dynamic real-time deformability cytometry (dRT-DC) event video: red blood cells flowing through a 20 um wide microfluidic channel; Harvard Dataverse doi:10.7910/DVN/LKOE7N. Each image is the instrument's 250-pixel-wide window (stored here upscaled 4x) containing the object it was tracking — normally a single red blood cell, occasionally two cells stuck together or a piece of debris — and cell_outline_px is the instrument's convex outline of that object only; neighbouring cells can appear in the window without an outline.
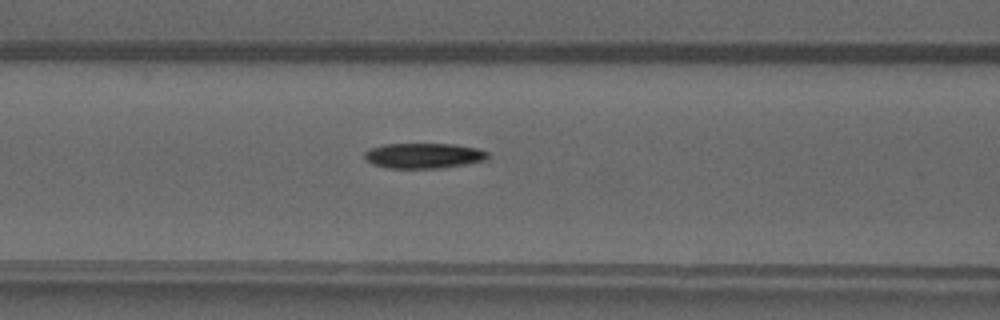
{"species": "common noctule bat (a hibernating species)", "species_latin": "Nyctalus noctula", "temperature_condition": "warm", "stored_images_in_passage": 43, "camera_frame_rate_fps": 3000, "um_per_image_px": 0.085, "animal": {"sex": "male", "forearm_length_mm": 52.5}, "frame": {"image": 1, "passage_image": 14, "time_ms": 4.333, "image_size_px": [1000, 320], "cell_outline_px": [[488, 156], [484, 160], [464, 164], [436, 168], [388, 168], [372, 164], [364, 156], [364, 152], [372, 148], [384, 144], [452, 144], [476, 148], [488, 152]], "centroid_in_image_um": [35.98, 13.23], "position_along_channel_um": 130.6, "area_um2": 17.86}}
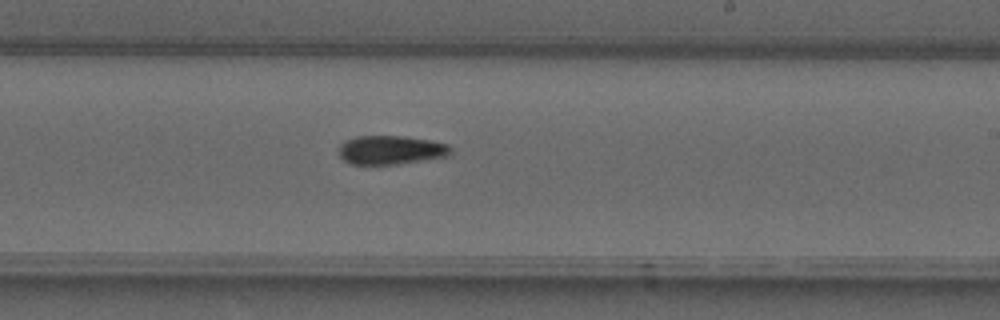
{"frame": {"image": 2, "passage_image": 23, "time_ms": 7.333, "image_size_px": [1000, 320], "cell_outline_px": [[452, 152], [448, 156], [396, 164], [352, 164], [344, 160], [340, 156], [340, 144], [344, 140], [356, 136], [404, 136], [428, 140], [448, 144], [452, 148]], "centroid_in_image_um": [33.22, 12.74], "position_along_channel_um": 255.8, "area_um2": 18.73}}
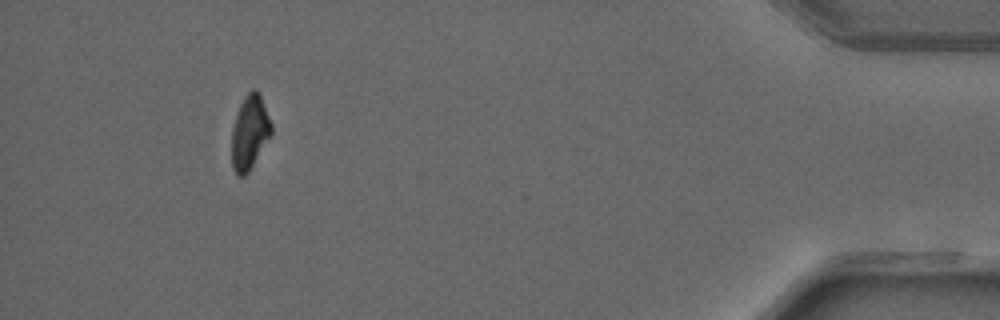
{"frame": {"image": 3, "passage_image": 39, "time_ms": 12.667, "image_size_px": [1000, 320], "cell_outline_px": [[272, 132], [248, 172], [244, 176], [236, 176], [232, 168], [232, 128], [240, 104], [244, 96], [252, 88], [256, 88], [260, 92], [272, 124]], "centroid_in_image_um": [21.22, 11.21], "position_along_channel_um": 414.0, "area_um2": 17.11}, "authors_computed_cell_mechanics": {"area_um2": 18.207, "velocity_mm_per_s": 4.1916, "shape_relaxation_time_tau1_ms": 5.2333, "shape_relaxation_time_tau2_ms": 4.298, "deformation_change_tau1": 0.1871, "deformation_change_tau2": 0.093}}